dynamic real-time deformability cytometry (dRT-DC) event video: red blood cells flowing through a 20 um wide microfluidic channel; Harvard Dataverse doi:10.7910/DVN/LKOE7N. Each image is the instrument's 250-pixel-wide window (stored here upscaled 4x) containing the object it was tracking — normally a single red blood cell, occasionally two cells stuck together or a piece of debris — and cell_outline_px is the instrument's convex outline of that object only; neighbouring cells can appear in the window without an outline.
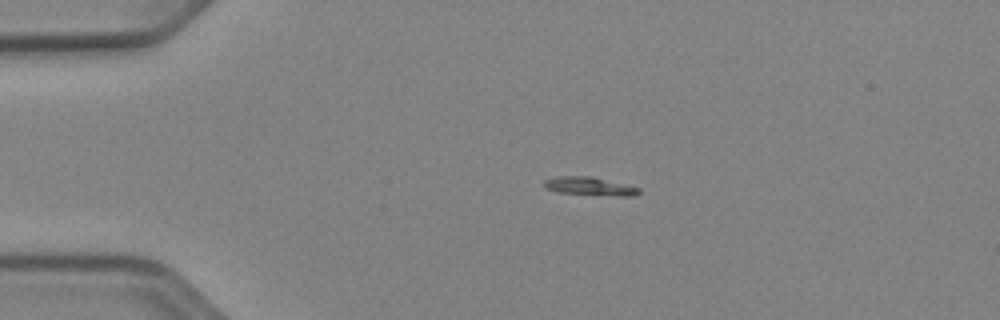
{"species": "Egyptian fruit bat (a non-hibernating species)", "species_latin": "Rousettus aegyptiacus", "temperature_condition": "cold", "stored_images_in_passage": 41, "camera_frame_rate_fps": 3000, "um_per_image_px": 0.085, "animal": {"sex": "female"}, "frame": {"image": 1, "passage_image": 1, "time_ms": 0.0, "image_size_px": [1000, 320], "cell_outline_px": [[640, 192], [636, 196], [620, 196], [556, 192], [544, 188], [544, 180], [556, 176], [592, 176], [640, 188]], "centroid_in_image_um": [50.1, 15.83], "position_along_channel_um": 34.9, "area_um2": 10.12}}
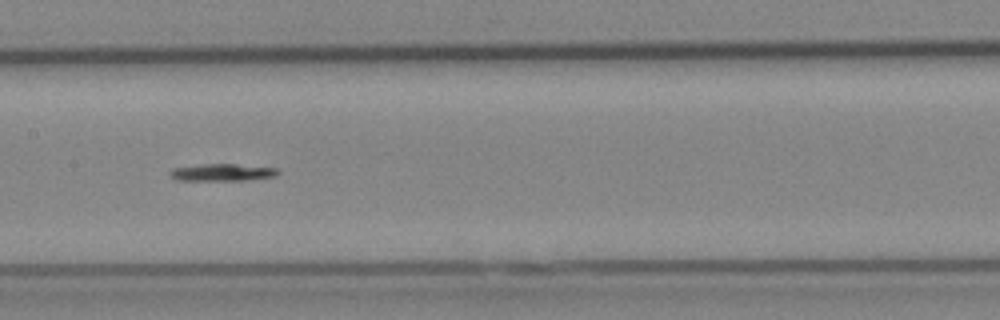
{"frame": {"image": 2, "passage_image": 16, "time_ms": 5.0, "image_size_px": [1000, 320], "cell_outline_px": [[280, 172], [276, 176], [248, 180], [176, 180], [168, 172], [172, 168], [204, 164], [236, 164], [276, 168]], "centroid_in_image_um": [18.9, 14.65], "position_along_channel_um": 188.5, "area_um2": 10.75}}